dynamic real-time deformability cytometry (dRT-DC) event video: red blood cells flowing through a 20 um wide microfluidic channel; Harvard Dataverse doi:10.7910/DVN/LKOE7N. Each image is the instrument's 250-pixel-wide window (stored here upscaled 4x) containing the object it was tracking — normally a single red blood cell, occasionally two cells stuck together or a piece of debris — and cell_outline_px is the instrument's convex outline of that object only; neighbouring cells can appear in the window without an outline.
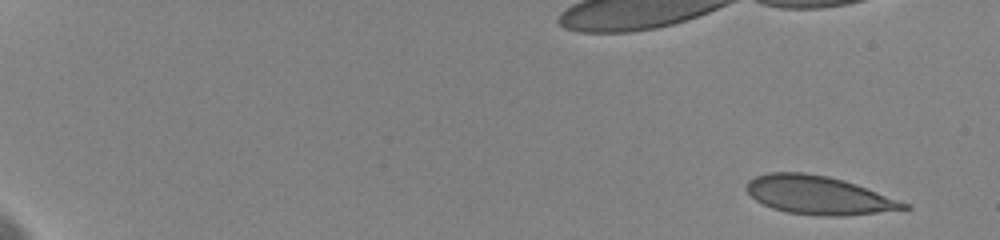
{"species": "human", "species_latin": "Homo sapiens", "temperature_condition": "cold", "stored_images_in_passage": 15, "camera_frame_rate_fps": 3000, "um_per_image_px": 0.085, "donor": {"sex": "female"}, "frame": {"image": 1, "passage_image": 1, "time_ms": 0.0, "image_size_px": [1000, 240], "cell_outline_px": [[912, 208], [844, 216], [816, 216], [784, 212], [772, 208], [756, 200], [748, 192], [748, 180], [756, 176], [768, 172], [804, 172], [828, 176], [844, 180], [856, 184], [912, 204]], "centroid_in_image_um": [69.62, 16.59], "position_along_channel_um": 15.4, "area_um2": 35.32}}